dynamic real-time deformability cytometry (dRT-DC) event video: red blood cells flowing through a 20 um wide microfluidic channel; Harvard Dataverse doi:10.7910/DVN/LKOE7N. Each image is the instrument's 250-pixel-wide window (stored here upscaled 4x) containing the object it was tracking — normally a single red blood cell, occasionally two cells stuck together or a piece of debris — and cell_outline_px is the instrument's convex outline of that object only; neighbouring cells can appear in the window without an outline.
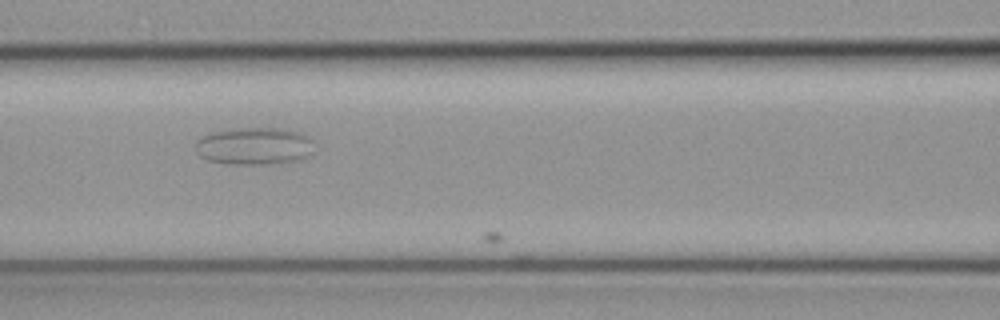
{"species": "common noctule bat (a hibernating species)", "species_latin": "Nyctalus noctula", "temperature_condition": "cold", "stored_images_in_passage": 14, "camera_frame_rate_fps": 3000, "um_per_image_px": 0.085, "animal": {"sex": "female", "body_mass_g": 19.3, "forearm_length_mm": 54.1}, "frame": {"image": 1, "passage_image": 13, "time_ms": 4.0, "image_size_px": [1000, 320], "cell_outline_px": [[312, 140], [308, 156], [300, 160], [264, 164], [228, 164], [208, 160], [200, 156], [196, 152], [196, 140], [200, 136], [208, 132], [240, 128], [284, 128], [308, 136]], "centroid_in_image_um": [21.54, 12.41], "position_along_channel_um": 145.1, "area_um2": 25.84}}